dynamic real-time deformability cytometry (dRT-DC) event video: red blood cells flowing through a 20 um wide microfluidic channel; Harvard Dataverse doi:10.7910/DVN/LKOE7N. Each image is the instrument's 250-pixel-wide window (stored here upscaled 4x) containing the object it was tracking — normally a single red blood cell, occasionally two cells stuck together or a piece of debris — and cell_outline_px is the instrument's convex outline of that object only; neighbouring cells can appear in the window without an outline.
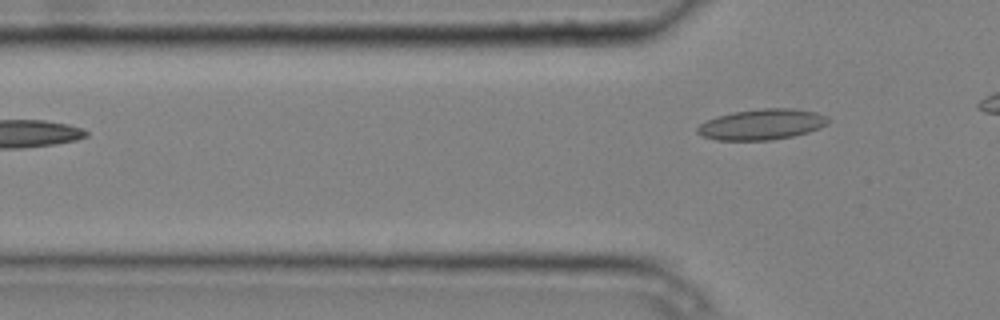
{"species": "common noctule bat (a hibernating species)", "species_latin": "Nyctalus noctula", "temperature_condition": "cold", "stored_images_in_passage": 5, "camera_frame_rate_fps": 3000, "um_per_image_px": 0.085, "animal": {"sex": "male", "body_mass_g": 20.4}, "frame": {"image": 1, "passage_image": 5, "time_ms": 1.333, "image_size_px": [1000, 320], "cell_outline_px": [[832, 120], [828, 124], [820, 128], [808, 132], [792, 136], [772, 140], [716, 140], [704, 136], [696, 132], [696, 128], [700, 124], [716, 116], [732, 112], [760, 108], [792, 108], [816, 112], [828, 116]], "centroid_in_image_um": [64.79, 10.56], "position_along_channel_um": 61.0, "area_um2": 23.58}}